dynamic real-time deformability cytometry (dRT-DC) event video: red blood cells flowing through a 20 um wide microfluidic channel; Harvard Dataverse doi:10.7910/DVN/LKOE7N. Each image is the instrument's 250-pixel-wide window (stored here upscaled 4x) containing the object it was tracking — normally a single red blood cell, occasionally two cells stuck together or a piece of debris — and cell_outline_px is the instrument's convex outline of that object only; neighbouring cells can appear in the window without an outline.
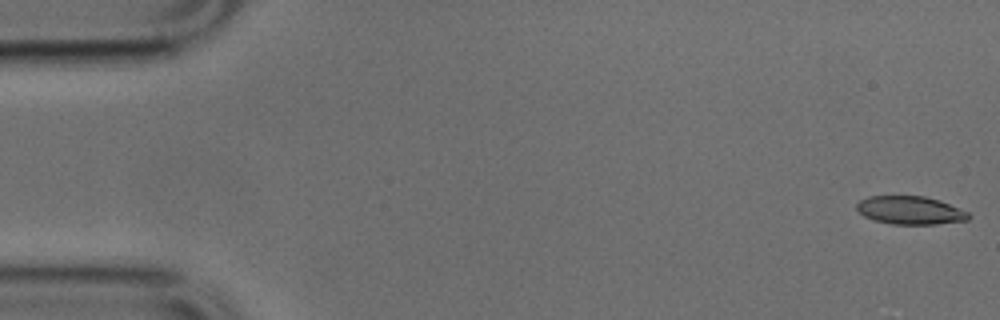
{"species": "common noctule bat (a hibernating species)", "species_latin": "Nyctalus noctula", "temperature_condition": "cold", "stored_images_in_passage": 50, "camera_frame_rate_fps": 3000, "um_per_image_px": 0.085, "animal": {"sex": "male", "body_mass_g": 17.9, "forearm_length_mm": 54.2}, "frame": {"image": 1, "passage_image": 1, "time_ms": 0.0, "image_size_px": [1000, 320], "cell_outline_px": [[972, 216], [968, 220], [936, 224], [892, 224], [876, 220], [864, 216], [856, 208], [856, 204], [860, 200], [868, 196], [924, 196], [940, 200], [968, 212]], "centroid_in_image_um": [77.38, 17.87], "position_along_channel_um": 7.6, "area_um2": 18.32}}
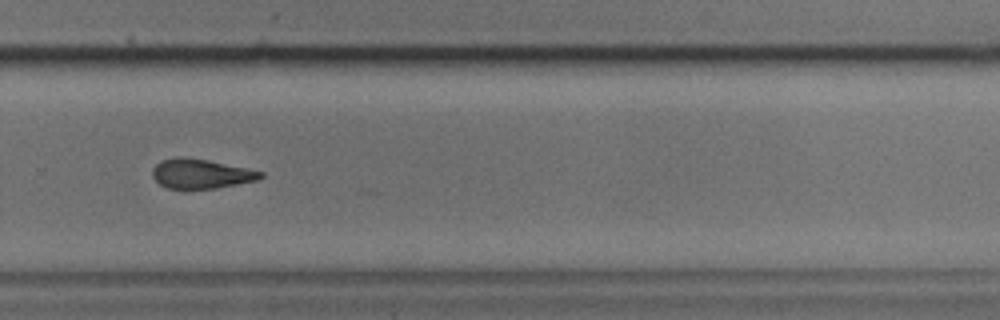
{"frame": {"image": 2, "passage_image": 34, "time_ms": 11.0, "image_size_px": [1000, 320], "cell_outline_px": [[264, 176], [260, 180], [216, 188], [168, 188], [160, 184], [152, 176], [152, 168], [160, 160], [176, 156], [184, 156], [208, 160], [248, 168], [264, 172]], "centroid_in_image_um": [17.1, 14.75], "position_along_channel_um": 312.7, "area_um2": 18.79}}
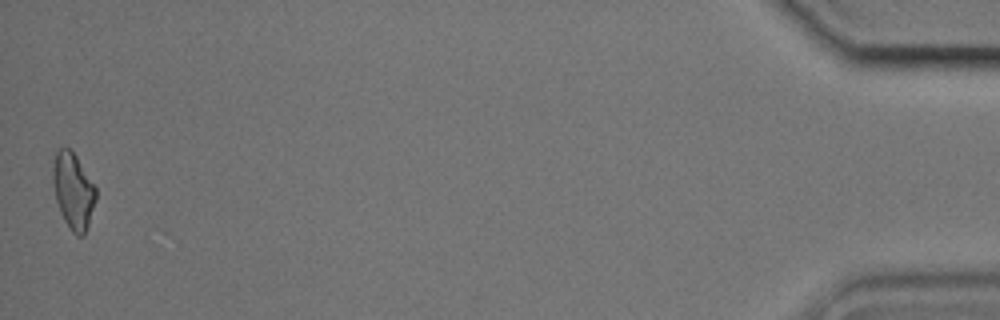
{"frame": {"image": 3, "passage_image": 50, "time_ms": 16.333, "image_size_px": [1000, 320], "cell_outline_px": [[96, 200], [84, 236], [76, 236], [72, 232], [64, 220], [60, 212], [56, 200], [52, 180], [52, 168], [56, 152], [60, 148], [68, 148], [76, 156], [96, 188]], "centroid_in_image_um": [6.21, 16.24], "position_along_channel_um": 429.0, "area_um2": 18.9}}